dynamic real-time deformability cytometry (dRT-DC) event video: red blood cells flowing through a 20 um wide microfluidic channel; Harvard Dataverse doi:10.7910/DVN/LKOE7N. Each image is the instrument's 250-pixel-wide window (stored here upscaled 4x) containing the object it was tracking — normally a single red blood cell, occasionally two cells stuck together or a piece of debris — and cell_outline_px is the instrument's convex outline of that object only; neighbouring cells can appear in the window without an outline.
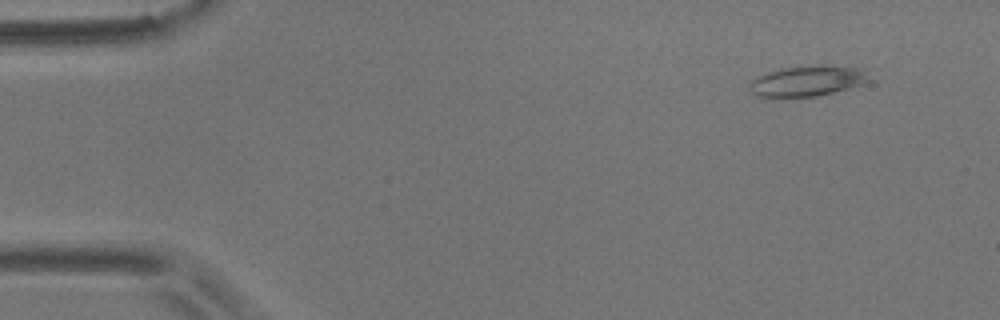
{"species": "common noctule bat (a hibernating species)", "species_latin": "Nyctalus noctula", "temperature_condition": "room temperature", "stored_images_in_passage": 6, "camera_frame_rate_fps": 3000, "um_per_image_px": 0.085, "animal": {"sex": "male", "body_mass_g": 17.9}, "frame": {"image": 1, "passage_image": 6, "time_ms": 6.333, "image_size_px": [1000, 320], "cell_outline_px": [[876, 80], [864, 84], [816, 96], [780, 100], [760, 100], [752, 92], [748, 84], [756, 76], [780, 68], [820, 64], [832, 64], [872, 68]], "centroid_in_image_um": [68.73, 6.89], "position_along_channel_um": 16.3, "area_um2": 23.41}}